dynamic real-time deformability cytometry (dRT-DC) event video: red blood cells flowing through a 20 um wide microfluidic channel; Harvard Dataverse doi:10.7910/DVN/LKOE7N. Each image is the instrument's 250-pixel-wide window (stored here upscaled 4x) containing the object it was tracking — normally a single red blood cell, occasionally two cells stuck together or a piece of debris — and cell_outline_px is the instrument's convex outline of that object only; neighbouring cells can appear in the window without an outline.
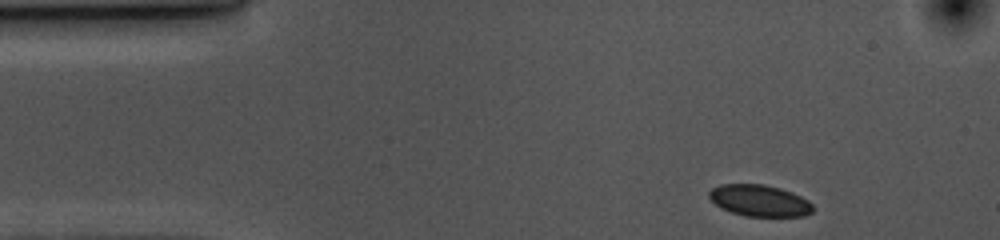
{"species": "common noctule bat (a hibernating species)", "species_latin": "Nyctalus noctula", "temperature_condition": "cold", "stored_images_in_passage": 40, "camera_frame_rate_fps": 3000, "um_per_image_px": 0.085, "animal": {"sex": "female", "body_mass_g": 10.0, "forearm_length_mm": 53.1}, "frame": {"image": 1, "passage_image": 1, "time_ms": 0.0, "image_size_px": [1000, 240], "cell_outline_px": [[812, 212], [804, 216], [744, 216], [720, 208], [708, 196], [708, 192], [712, 188], [720, 184], [764, 184], [780, 188], [792, 192], [808, 200], [812, 204]], "centroid_in_image_um": [64.54, 17.04], "position_along_channel_um": 20.5, "area_um2": 19.07}}
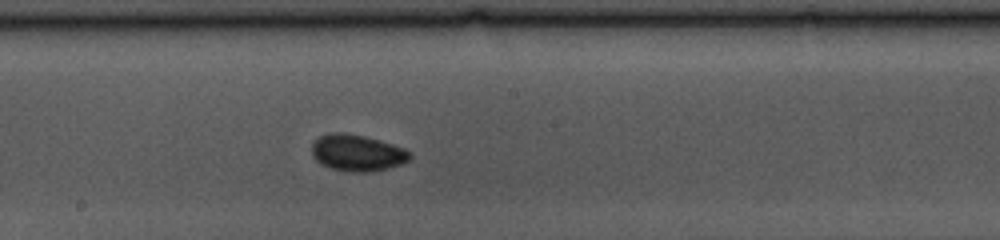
{"frame": {"image": 2, "passage_image": 23, "time_ms": 7.333, "image_size_px": [1000, 240], "cell_outline_px": [[412, 156], [408, 160], [400, 164], [388, 168], [372, 172], [348, 172], [332, 168], [320, 164], [312, 156], [312, 144], [320, 136], [328, 132], [344, 132], [364, 136], [392, 144], [404, 148], [412, 152]], "centroid_in_image_um": [30.35, 12.99], "position_along_channel_um": 217.8, "area_um2": 20.98}}
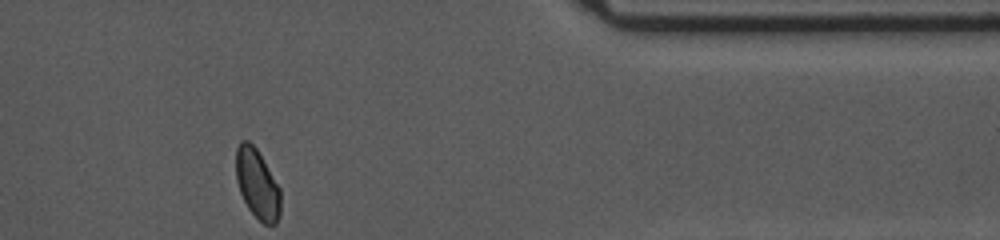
{"frame": {"image": 3, "passage_image": 40, "time_ms": 13.0, "image_size_px": [1000, 240], "cell_outline_px": [[280, 216], [276, 224], [264, 224], [248, 208], [240, 192], [236, 180], [236, 148], [240, 140], [248, 140], [256, 148], [280, 188]], "centroid_in_image_um": [21.86, 15.63], "position_along_channel_um": 389.5, "area_um2": 17.98}, "authors_computed_cell_mechanics": {"area_um2": 19.7098, "velocity_mm_per_s": 3.5352, "shape_relaxation_time_tau1_ms": 2.1413, "shape_relaxation_time_tau2_ms": null, "deformation_change_tau1": 0.0428, "deformation_change_tau2": null}}